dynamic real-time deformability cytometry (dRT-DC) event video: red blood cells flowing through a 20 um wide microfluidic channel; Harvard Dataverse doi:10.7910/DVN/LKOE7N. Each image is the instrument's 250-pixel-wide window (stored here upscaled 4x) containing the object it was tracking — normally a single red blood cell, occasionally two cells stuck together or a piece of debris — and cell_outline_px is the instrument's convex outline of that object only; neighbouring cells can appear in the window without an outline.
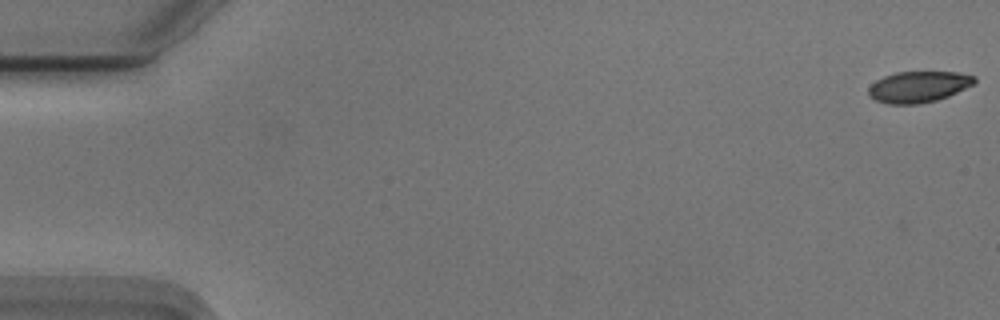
{"species": "Egyptian fruit bat (a non-hibernating species)", "species_latin": "Rousettus aegyptiacus", "temperature_condition": "cold", "stored_images_in_passage": 55, "camera_frame_rate_fps": 3000, "um_per_image_px": 0.085, "animal": {"sex": "male"}, "frame": {"image": 1, "passage_image": 1, "time_ms": 0.0, "image_size_px": [1000, 320], "cell_outline_px": [[976, 84], [948, 96], [936, 100], [916, 104], [888, 104], [876, 100], [868, 96], [868, 88], [876, 80], [884, 76], [896, 72], [960, 72], [976, 76]], "centroid_in_image_um": [78.09, 7.37], "position_along_channel_um": 6.9, "area_um2": 19.36}}
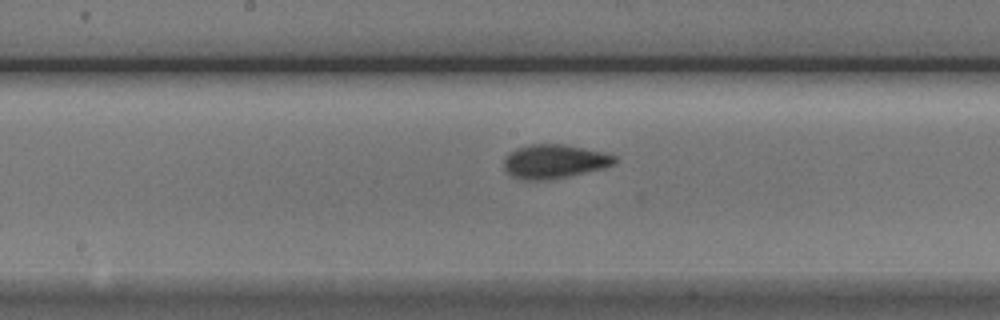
{"frame": {"image": 2, "passage_image": 29, "time_ms": 9.333, "image_size_px": [1000, 320], "cell_outline_px": [[616, 164], [604, 168], [568, 176], [548, 180], [524, 180], [512, 176], [504, 168], [504, 160], [516, 148], [532, 144], [560, 144], [604, 152], [616, 156]], "centroid_in_image_um": [47.14, 13.73], "position_along_channel_um": 201.1, "area_um2": 21.68}}
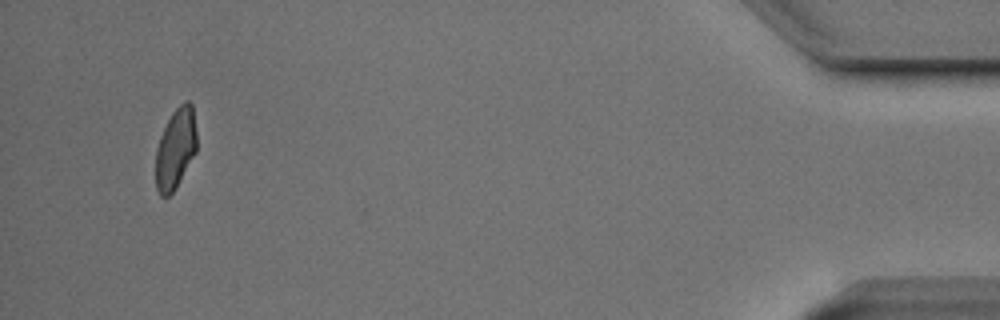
{"frame": {"image": 3, "passage_image": 53, "time_ms": 17.333, "image_size_px": [1000, 320], "cell_outline_px": [[196, 152], [176, 188], [168, 196], [160, 196], [156, 188], [156, 148], [160, 136], [172, 112], [184, 100], [188, 100], [192, 104], [196, 132]], "centroid_in_image_um": [14.92, 12.63], "position_along_channel_um": 420.3, "area_um2": 19.25}, "authors_computed_cell_mechanics": {"area_um2": 20.6924, "velocity_mm_per_s": 3.7231, "shape_relaxation_time_tau1_ms": 3.2701, "shape_relaxation_time_tau2_ms": 1.6499, "deformation_change_tau1": 0.1254, "deformation_change_tau2": 0.049}}